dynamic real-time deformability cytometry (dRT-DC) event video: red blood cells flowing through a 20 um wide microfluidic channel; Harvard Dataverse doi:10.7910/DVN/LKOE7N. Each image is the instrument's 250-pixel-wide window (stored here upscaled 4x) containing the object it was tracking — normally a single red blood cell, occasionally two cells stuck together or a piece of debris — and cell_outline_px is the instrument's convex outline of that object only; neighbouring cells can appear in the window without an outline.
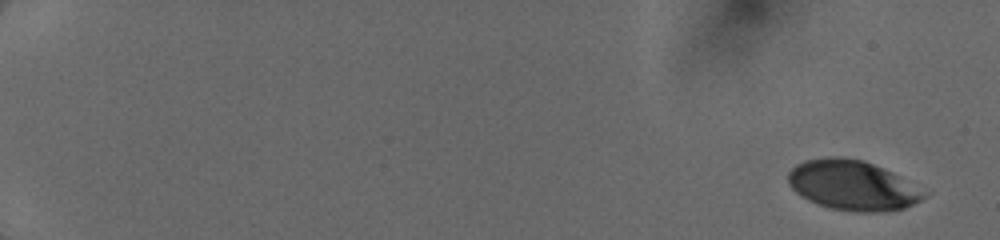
{"species": "human", "species_latin": "Homo sapiens", "temperature_condition": "cold", "stored_images_in_passage": 7, "camera_frame_rate_fps": 3000, "um_per_image_px": 0.085, "donor": {"sex": "female"}, "frame": {"image": 1, "passage_image": 1, "time_ms": 0.0, "image_size_px": [1000, 240], "cell_outline_px": [[928, 196], [904, 208], [888, 212], [852, 212], [828, 208], [808, 200], [800, 196], [788, 184], [788, 172], [796, 164], [804, 160], [836, 156], [864, 160], [888, 172]], "centroid_in_image_um": [72.34, 15.78], "position_along_channel_um": 12.7, "area_um2": 38.73}}
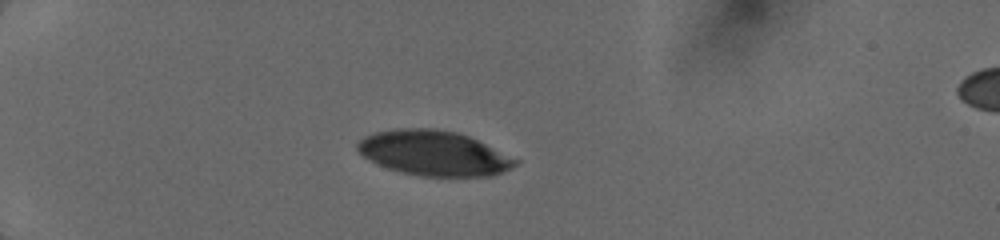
{"frame": {"image": 2, "passage_image": 5, "time_ms": 4.667, "image_size_px": [1000, 240], "cell_outline_px": [[520, 160], [516, 164], [492, 176], [420, 176], [388, 168], [364, 156], [356, 148], [356, 144], [360, 140], [376, 132], [396, 128], [432, 128], [456, 132], [468, 136]], "centroid_in_image_um": [36.88, 13.01], "position_along_channel_um": 48.1, "area_um2": 40.69}}
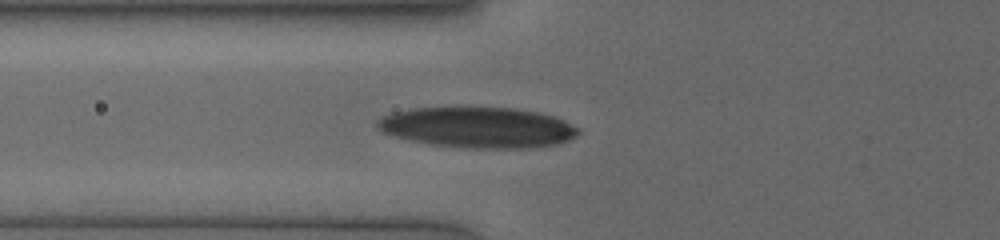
{"frame": {"image": 3, "passage_image": 7, "time_ms": 6.667, "image_size_px": [1000, 240], "cell_outline_px": [[580, 132], [576, 136], [560, 144], [528, 148], [460, 148], [432, 144], [408, 140], [392, 136], [376, 128], [376, 120], [392, 112], [412, 108], [456, 104], [468, 104], [516, 108], [536, 112], [552, 116], [564, 120], [580, 128]], "centroid_in_image_um": [40.57, 10.78], "position_along_channel_um": 85.2, "area_um2": 49.48}}